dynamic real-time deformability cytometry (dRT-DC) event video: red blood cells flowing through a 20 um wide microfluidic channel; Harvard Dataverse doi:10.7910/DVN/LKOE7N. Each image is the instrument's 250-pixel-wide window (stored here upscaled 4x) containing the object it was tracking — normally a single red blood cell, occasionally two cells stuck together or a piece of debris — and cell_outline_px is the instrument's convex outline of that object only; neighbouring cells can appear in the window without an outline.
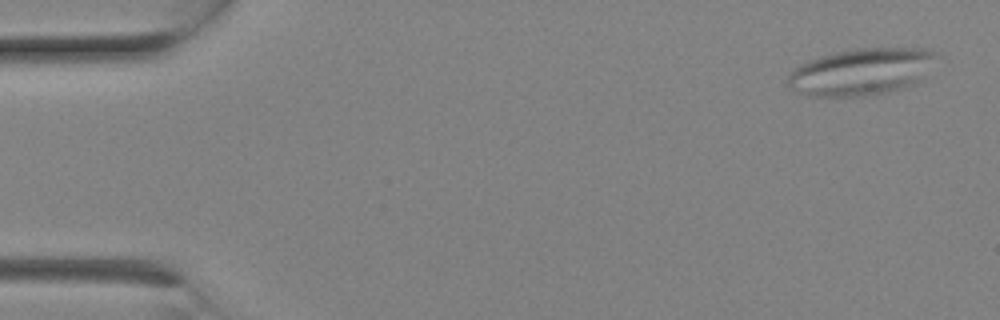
{"species": "Egyptian fruit bat (a non-hibernating species)", "species_latin": "Rousettus aegyptiacus", "temperature_condition": "room temperature", "stored_images_in_passage": 2, "camera_frame_rate_fps": 3000, "um_per_image_px": 0.085, "animal": {"sex": "female"}, "frame": {"image": 1, "passage_image": 1, "time_ms": 0.0, "image_size_px": [1000, 320], "cell_outline_px": [[940, 56], [924, 76], [916, 84], [908, 88], [872, 96], [808, 96], [792, 92], [788, 88], [788, 72], [792, 68], [808, 60], [820, 56], [836, 52], [856, 48], [928, 48], [936, 52]], "centroid_in_image_um": [73.23, 6.11], "position_along_channel_um": 11.8, "area_um2": 41.67}}